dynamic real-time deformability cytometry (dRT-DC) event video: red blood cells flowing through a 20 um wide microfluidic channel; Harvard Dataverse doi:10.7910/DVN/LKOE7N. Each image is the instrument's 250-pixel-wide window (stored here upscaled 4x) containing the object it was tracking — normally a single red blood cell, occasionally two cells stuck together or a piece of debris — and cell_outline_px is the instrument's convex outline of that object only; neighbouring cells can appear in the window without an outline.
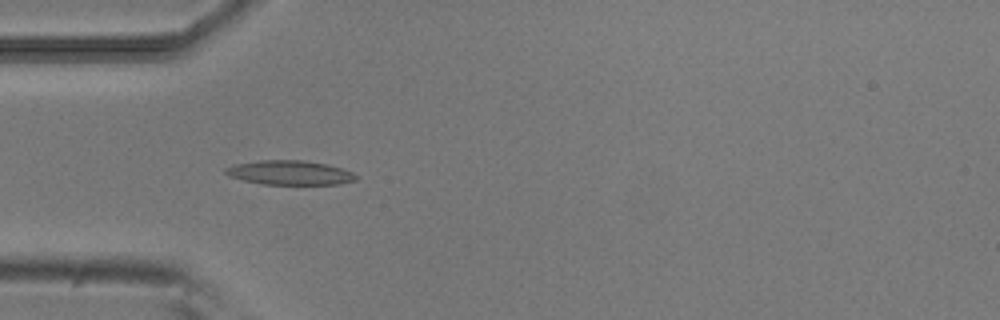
{"species": "common noctule bat (a hibernating species)", "species_latin": "Nyctalus noctula", "temperature_condition": "room temperature", "stored_images_in_passage": 4, "camera_frame_rate_fps": 3000, "um_per_image_px": 0.085, "animal": {"sex": "male", "body_mass_g": 20.5, "forearm_length_mm": 52.5}, "frame": {"image": 1, "passage_image": 1, "time_ms": 0.0, "image_size_px": [1000, 320], "cell_outline_px": [[360, 176], [356, 180], [340, 184], [260, 184], [228, 176], [224, 172], [224, 168], [236, 164], [260, 160], [304, 160], [328, 164], [352, 172]], "centroid_in_image_um": [24.64, 14.68], "position_along_channel_um": 60.4, "area_um2": 18.55}}
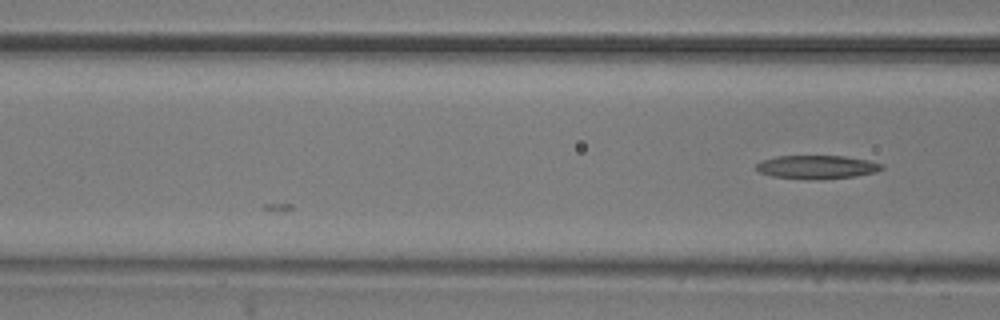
{"frame": {"image": 2, "passage_image": 4, "time_ms": 1.0, "image_size_px": [1000, 320], "cell_outline_px": [[884, 168], [876, 172], [856, 176], [824, 180], [820, 180], [772, 176], [760, 172], [756, 168], [756, 164], [760, 160], [776, 156], [844, 156], [868, 160], [884, 164]], "centroid_in_image_um": [69.46, 14.2], "position_along_channel_um": 97.1, "area_um2": 17.34}}